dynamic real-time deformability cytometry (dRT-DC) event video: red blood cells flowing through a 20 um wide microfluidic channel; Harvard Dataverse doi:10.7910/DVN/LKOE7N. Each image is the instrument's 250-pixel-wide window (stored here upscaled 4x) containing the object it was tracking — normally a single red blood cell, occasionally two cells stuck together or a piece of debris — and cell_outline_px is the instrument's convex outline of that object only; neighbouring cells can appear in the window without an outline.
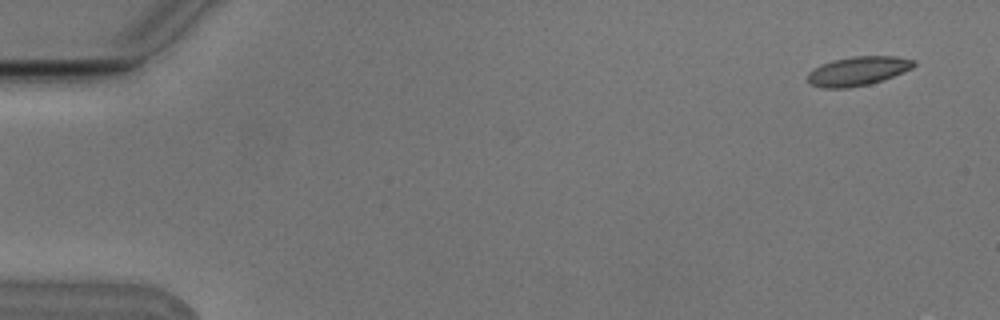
{"species": "Egyptian fruit bat (a non-hibernating species)", "species_latin": "Rousettus aegyptiacus", "temperature_condition": "cold", "stored_images_in_passage": 5, "camera_frame_rate_fps": 3000, "um_per_image_px": 0.085, "animal": {"sex": "male"}, "frame": {"image": 1, "passage_image": 1, "time_ms": 0.0, "image_size_px": [1000, 320], "cell_outline_px": [[916, 64], [912, 68], [904, 72], [868, 84], [848, 88], [824, 88], [808, 84], [808, 72], [820, 64], [832, 60], [852, 56], [896, 56], [916, 60]], "centroid_in_image_um": [72.9, 6.03], "position_along_channel_um": 12.1, "area_um2": 18.03}}